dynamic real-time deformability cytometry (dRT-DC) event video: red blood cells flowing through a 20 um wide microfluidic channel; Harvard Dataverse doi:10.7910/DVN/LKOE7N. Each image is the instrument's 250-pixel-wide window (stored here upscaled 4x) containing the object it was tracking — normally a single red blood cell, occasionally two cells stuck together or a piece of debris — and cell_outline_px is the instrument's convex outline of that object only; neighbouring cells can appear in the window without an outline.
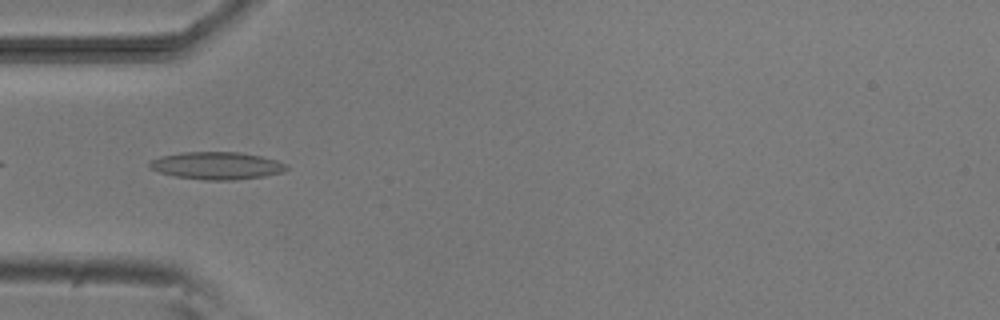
{"species": "common noctule bat (a hibernating species)", "species_latin": "Nyctalus noctula", "temperature_condition": "room temperature", "stored_images_in_passage": 38, "camera_frame_rate_fps": 3000, "um_per_image_px": 0.085, "animal": {"sex": "male", "body_mass_g": 20.5, "forearm_length_mm": 52.5}, "frame": {"image": 1, "passage_image": 2, "time_ms": 0.333, "image_size_px": [1000, 320], "cell_outline_px": [[288, 168], [280, 172], [264, 176], [232, 180], [204, 180], [176, 176], [160, 172], [148, 168], [148, 164], [152, 160], [160, 156], [180, 152], [236, 152], [260, 156], [276, 160], [288, 164]], "centroid_in_image_um": [18.39, 14.07], "position_along_channel_um": 66.6, "area_um2": 21.79}}
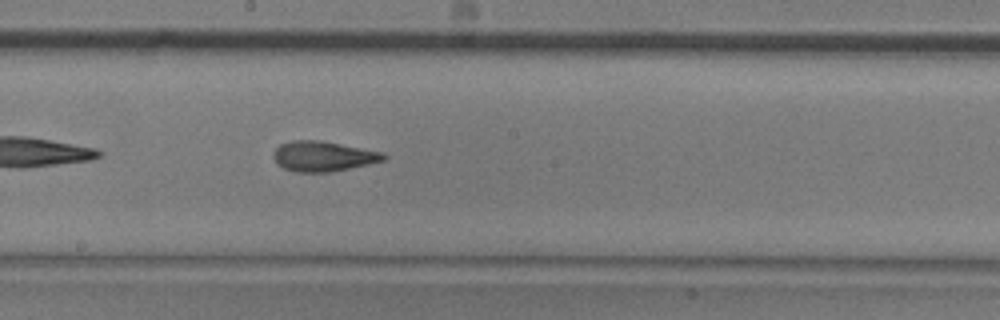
{"frame": {"image": 2, "passage_image": 14, "time_ms": 4.333, "image_size_px": [1000, 320], "cell_outline_px": [[388, 156], [384, 160], [368, 164], [332, 172], [296, 172], [284, 168], [276, 164], [272, 156], [272, 152], [280, 144], [292, 140], [320, 140], [384, 152]], "centroid_in_image_um": [27.44, 13.28], "position_along_channel_um": 220.8, "area_um2": 19.54}}
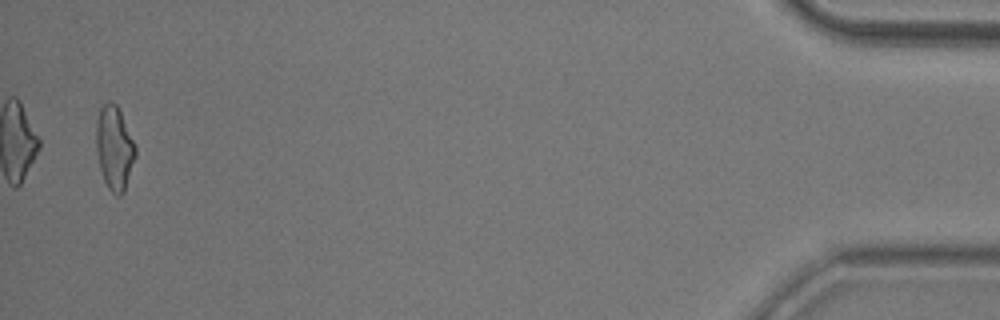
{"frame": {"image": 3, "passage_image": 37, "time_ms": 12.0, "image_size_px": [1000, 320], "cell_outline_px": [[136, 156], [124, 192], [120, 196], [116, 196], [108, 188], [104, 180], [100, 168], [96, 152], [96, 120], [100, 108], [108, 100], [112, 100], [116, 104], [120, 112], [136, 148]], "centroid_in_image_um": [9.71, 12.58], "position_along_channel_um": 425.5, "area_um2": 19.13}, "authors_computed_cell_mechanics": {"area_um2": 18.785, "velocity_mm_per_s": 3.8277, "shape_relaxation_time_tau1_ms": 7.1831, "shape_relaxation_time_tau2_ms": 1.8268, "deformation_change_tau1": 0.2086, "deformation_change_tau2": 0.0994}}